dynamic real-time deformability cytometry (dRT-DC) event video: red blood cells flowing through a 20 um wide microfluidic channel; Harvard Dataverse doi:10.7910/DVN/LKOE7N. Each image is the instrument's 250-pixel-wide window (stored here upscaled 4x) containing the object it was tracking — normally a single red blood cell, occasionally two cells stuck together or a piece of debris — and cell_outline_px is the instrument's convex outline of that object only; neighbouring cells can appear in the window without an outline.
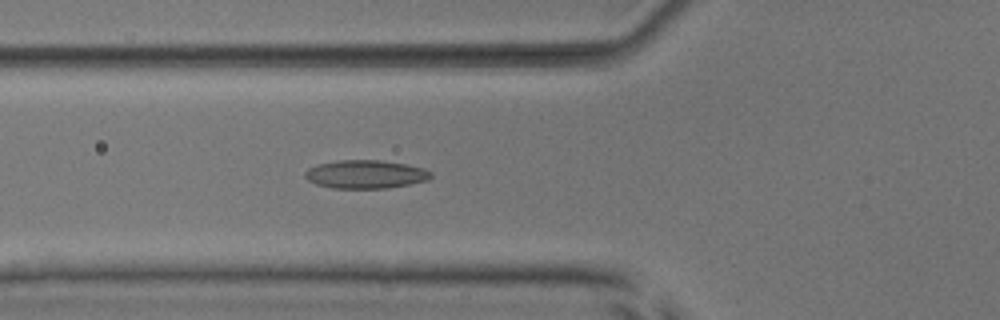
{"species": "common noctule bat (a hibernating species)", "species_latin": "Nyctalus noctula", "temperature_condition": "room temperature", "stored_images_in_passage": 52, "camera_frame_rate_fps": 3000, "um_per_image_px": 0.085, "animal": {"sex": "male", "body_mass_g": 17.9, "forearm_length_mm": 54.2}, "frame": {"image": 1, "passage_image": 20, "time_ms": 6.333, "image_size_px": [1000, 320], "cell_outline_px": [[432, 176], [428, 180], [388, 188], [332, 188], [316, 184], [308, 180], [304, 176], [304, 172], [308, 168], [316, 164], [336, 160], [380, 160], [404, 164], [424, 168], [432, 172]], "centroid_in_image_um": [31.04, 14.81], "position_along_channel_um": 94.8, "area_um2": 20.87}}
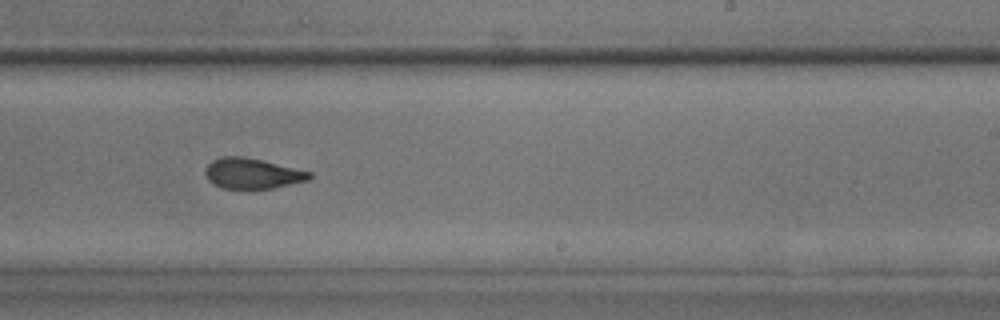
{"frame": {"image": 2, "passage_image": 33, "time_ms": 10.667, "image_size_px": [1000, 320], "cell_outline_px": [[312, 176], [308, 180], [272, 188], [220, 188], [212, 184], [208, 180], [204, 172], [204, 168], [212, 160], [224, 156], [244, 156], [312, 172]], "centroid_in_image_um": [21.4, 14.74], "position_along_channel_um": 267.6, "area_um2": 18.44}}
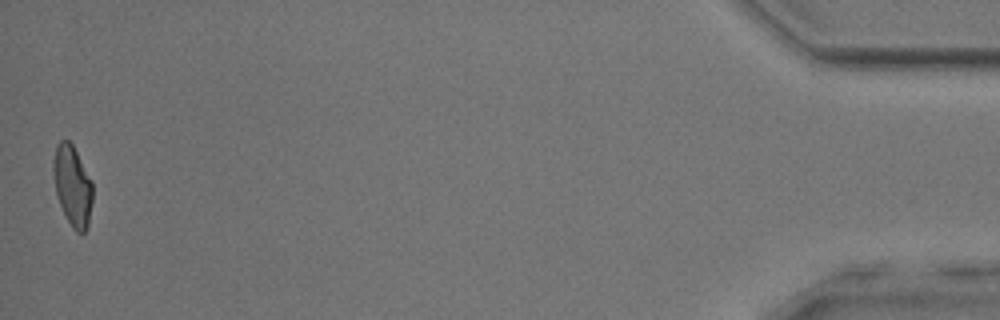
{"frame": {"image": 3, "passage_image": 52, "time_ms": 17.0, "image_size_px": [1000, 320], "cell_outline_px": [[92, 200], [88, 224], [84, 232], [76, 232], [72, 228], [60, 204], [56, 192], [52, 172], [52, 160], [56, 144], [60, 140], [68, 140], [72, 144], [92, 180]], "centroid_in_image_um": [6.14, 15.74], "position_along_channel_um": 429.1, "area_um2": 18.38}, "authors_computed_cell_mechanics": {"area_um2": 19.3919, "velocity_mm_per_s": 3.991, "shape_relaxation_time_tau1_ms": 9.2544, "shape_relaxation_time_tau2_ms": 1.943, "deformation_change_tau1": 0.2209, "deformation_change_tau2": 0.0841}}